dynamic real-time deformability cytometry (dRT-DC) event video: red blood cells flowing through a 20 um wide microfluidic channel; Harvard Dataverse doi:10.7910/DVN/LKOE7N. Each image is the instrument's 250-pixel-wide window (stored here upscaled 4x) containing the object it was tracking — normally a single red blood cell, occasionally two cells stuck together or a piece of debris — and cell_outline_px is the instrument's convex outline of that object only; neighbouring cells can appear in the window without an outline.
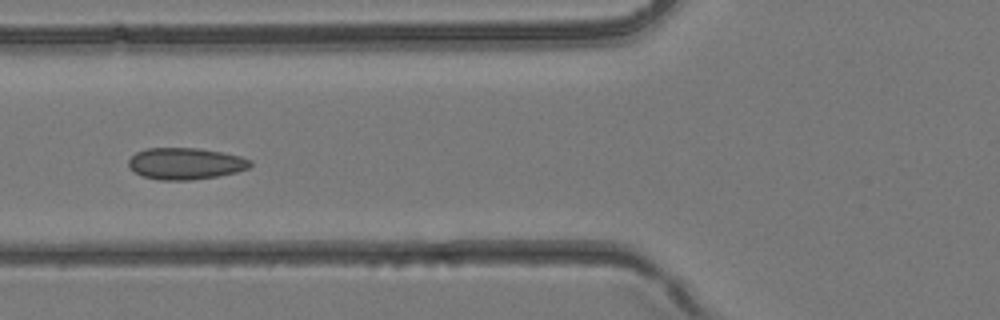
{"species": "common noctule bat (a hibernating species)", "species_latin": "Nyctalus noctula", "temperature_condition": "room temperature", "stored_images_in_passage": 5, "camera_frame_rate_fps": 3000, "um_per_image_px": 0.085, "animal": {"sex": "female", "body_mass_g": 24.6, "forearm_length_mm": 56.2}, "frame": {"image": 1, "passage_image": 5, "time_ms": 1.333, "image_size_px": [1000, 320], "cell_outline_px": [[252, 164], [248, 168], [236, 172], [216, 176], [192, 180], [160, 180], [144, 176], [136, 172], [128, 164], [128, 160], [136, 152], [144, 148], [200, 148], [240, 156], [252, 160]], "centroid_in_image_um": [15.77, 13.89], "position_along_channel_um": 110.0, "area_um2": 22.31}}